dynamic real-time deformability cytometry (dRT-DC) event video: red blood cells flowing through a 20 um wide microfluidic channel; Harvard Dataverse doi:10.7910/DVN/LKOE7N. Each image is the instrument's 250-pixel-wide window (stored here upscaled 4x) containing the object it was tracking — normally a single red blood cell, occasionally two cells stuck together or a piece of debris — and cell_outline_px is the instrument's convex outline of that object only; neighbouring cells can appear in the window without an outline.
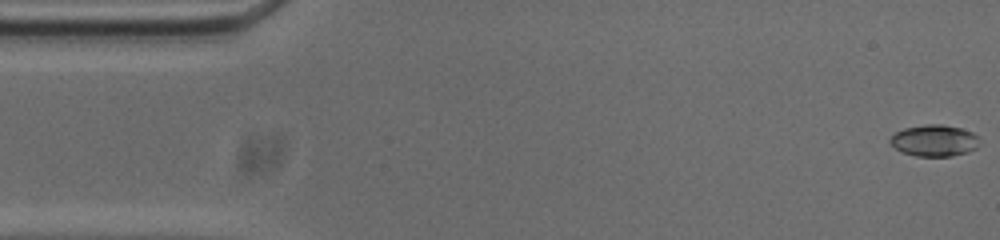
{"species": "common noctule bat (a hibernating species)", "species_latin": "Nyctalus noctula", "temperature_condition": "cold", "stored_images_in_passage": 54, "camera_frame_rate_fps": 3000, "um_per_image_px": 0.085, "animal": {"sex": "male", "body_mass_g": 20.0, "forearm_length_mm": 53.3}, "frame": {"image": 1, "passage_image": 1, "time_ms": 0.0, "image_size_px": [1000, 240], "cell_outline_px": [[980, 144], [976, 148], [968, 152], [952, 156], [916, 156], [904, 152], [896, 148], [888, 140], [896, 132], [904, 128], [928, 124], [940, 124], [960, 128], [972, 132], [976, 136]], "centroid_in_image_um": [79.43, 11.95], "position_along_channel_um": 5.6, "area_um2": 16.24}}
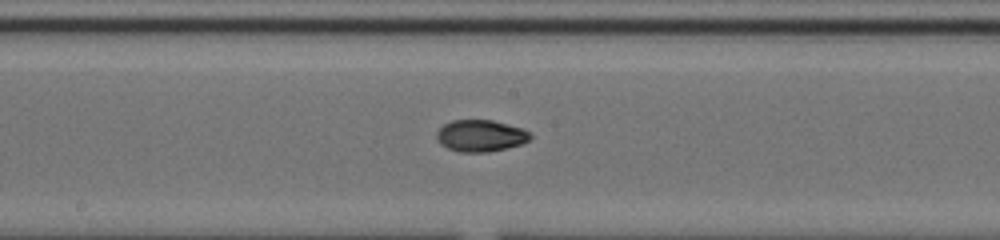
{"frame": {"image": 2, "passage_image": 27, "time_ms": 8.667, "image_size_px": [1000, 240], "cell_outline_px": [[532, 136], [524, 144], [508, 148], [488, 152], [460, 152], [448, 148], [440, 144], [436, 140], [436, 132], [444, 124], [452, 120], [492, 120], [524, 128], [532, 132]], "centroid_in_image_um": [40.88, 11.54], "position_along_channel_um": 207.3, "area_um2": 17.63}}
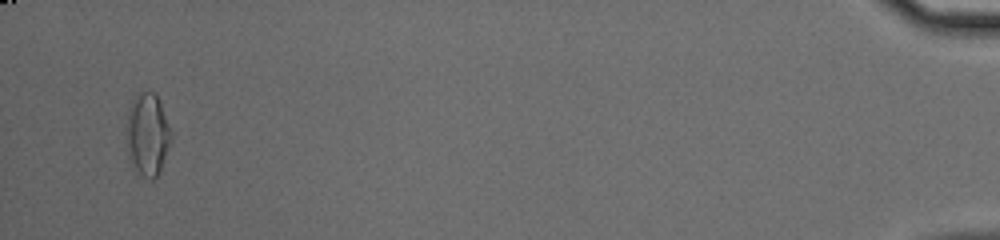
{"frame": {"image": 3, "passage_image": 52, "time_ms": 17.0, "image_size_px": [1000, 240], "cell_outline_px": [[172, 136], [160, 168], [156, 176], [152, 180], [144, 176], [132, 168], [128, 160], [128, 116], [132, 100], [136, 92], [156, 92], [172, 132]], "centroid_in_image_um": [12.54, 11.41], "position_along_channel_um": 422.7, "area_um2": 21.1}, "authors_computed_cell_mechanics": {"area_um2": 17.34, "velocity_mm_per_s": 3.7422, "shape_relaxation_time_tau1_ms": 6.8566, "shape_relaxation_time_tau2_ms": 2.4504, "deformation_change_tau1": 0.2011, "deformation_change_tau2": 0.0479}}